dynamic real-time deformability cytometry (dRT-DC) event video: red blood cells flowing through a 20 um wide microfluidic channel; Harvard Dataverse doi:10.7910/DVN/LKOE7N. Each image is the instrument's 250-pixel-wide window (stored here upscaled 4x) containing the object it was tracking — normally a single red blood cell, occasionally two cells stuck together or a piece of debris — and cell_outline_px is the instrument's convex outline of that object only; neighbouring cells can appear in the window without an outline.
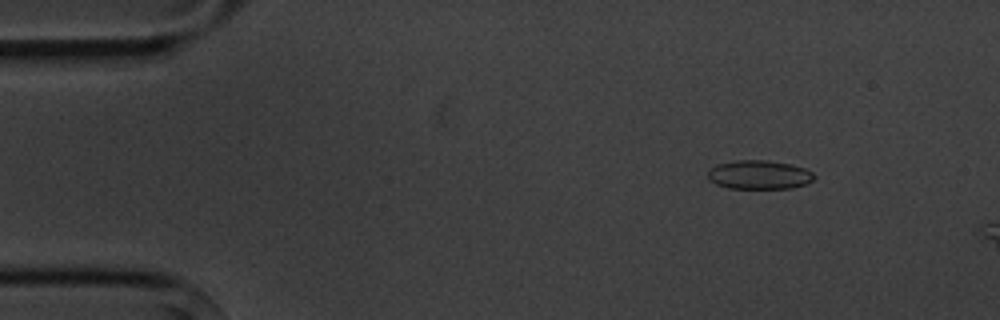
{"species": "common noctule bat (a hibernating species)", "species_latin": "Nyctalus noctula", "temperature_condition": "cold", "stored_images_in_passage": 4, "camera_frame_rate_fps": 3000, "um_per_image_px": 0.085, "animal": {"sex": "male", "body_mass_g": 20.1, "forearm_length_mm": 53.5}, "frame": {"image": 1, "passage_image": 3, "time_ms": 2.0, "image_size_px": [1000, 320], "cell_outline_px": [[816, 176], [812, 180], [804, 184], [792, 188], [728, 188], [716, 184], [708, 180], [708, 172], [716, 164], [736, 160], [768, 160], [792, 164], [804, 168], [812, 172]], "centroid_in_image_um": [64.52, 14.85], "position_along_channel_um": 20.5, "area_um2": 17.92}}